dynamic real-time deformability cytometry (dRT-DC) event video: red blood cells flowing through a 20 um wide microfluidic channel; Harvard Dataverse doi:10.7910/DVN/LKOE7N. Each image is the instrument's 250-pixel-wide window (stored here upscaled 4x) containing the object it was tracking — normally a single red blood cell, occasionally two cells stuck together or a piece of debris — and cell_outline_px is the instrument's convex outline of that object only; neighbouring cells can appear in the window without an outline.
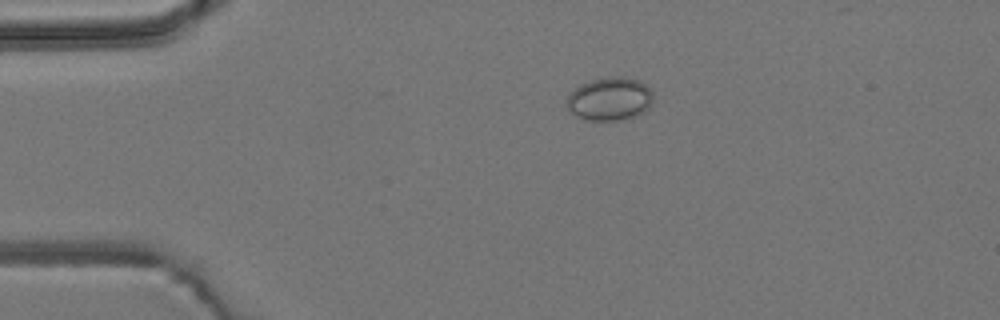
{"species": "common noctule bat (a hibernating species)", "species_latin": "Nyctalus noctula", "temperature_condition": "room temperature", "stored_images_in_passage": 5, "camera_frame_rate_fps": 3000, "um_per_image_px": 0.085, "animal": {"sex": "male", "body_mass_g": 19.2, "forearm_length_mm": 51.8}, "frame": {"image": 1, "passage_image": 5, "time_ms": 5.667, "image_size_px": [1000, 320], "cell_outline_px": [[652, 104], [648, 108], [632, 116], [616, 120], [588, 120], [576, 116], [568, 108], [564, 100], [580, 84], [592, 80], [608, 76], [624, 76], [636, 80], [644, 84], [652, 92]], "centroid_in_image_um": [51.79, 8.39], "position_along_channel_um": 33.2, "area_um2": 21.5}}